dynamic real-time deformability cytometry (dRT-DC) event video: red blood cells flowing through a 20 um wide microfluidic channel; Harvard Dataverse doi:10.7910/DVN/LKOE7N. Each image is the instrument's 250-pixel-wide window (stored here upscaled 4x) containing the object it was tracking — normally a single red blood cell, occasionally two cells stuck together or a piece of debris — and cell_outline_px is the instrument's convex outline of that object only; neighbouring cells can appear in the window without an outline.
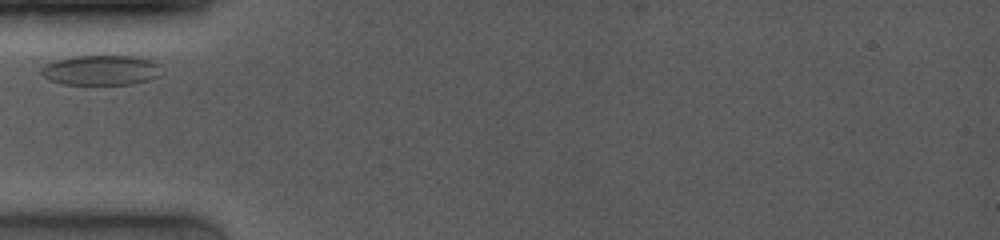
{"species": "common noctule bat (a hibernating species)", "species_latin": "Nyctalus noctula", "temperature_condition": "room temperature", "stored_images_in_passage": 16, "camera_frame_rate_fps": 4000, "um_per_image_px": 0.085, "animal": {"sex": "female", "body_mass_g": 19.0, "forearm_length_mm": 53.3}, "frame": {"image": 1, "passage_image": 1, "time_ms": 0.0, "image_size_px": [1000, 240], "cell_outline_px": [[160, 64], [156, 76], [148, 80], [132, 84], [64, 84], [48, 80], [40, 72], [40, 68], [44, 64], [56, 60], [72, 56], [136, 56], [152, 60]], "centroid_in_image_um": [8.53, 5.95], "position_along_channel_um": 76.5, "area_um2": 20.98}}
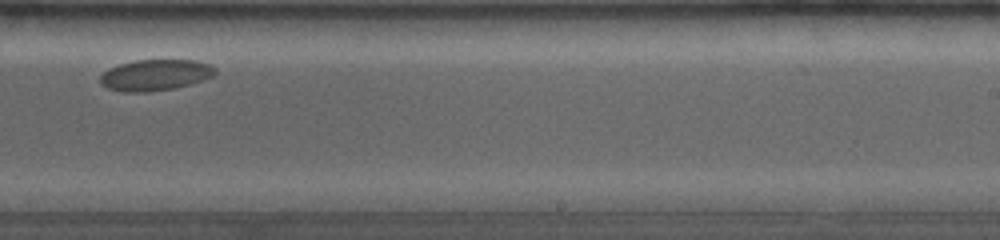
{"frame": {"image": 2, "passage_image": 13, "time_ms": 5.75, "image_size_px": [1000, 240], "cell_outline_px": [[216, 76], [204, 80], [172, 88], [144, 92], [124, 92], [108, 88], [100, 84], [100, 76], [108, 68], [120, 64], [136, 60], [196, 60], [208, 64], [216, 68]], "centroid_in_image_um": [13.21, 6.37], "position_along_channel_um": 275.8, "area_um2": 20.81}}
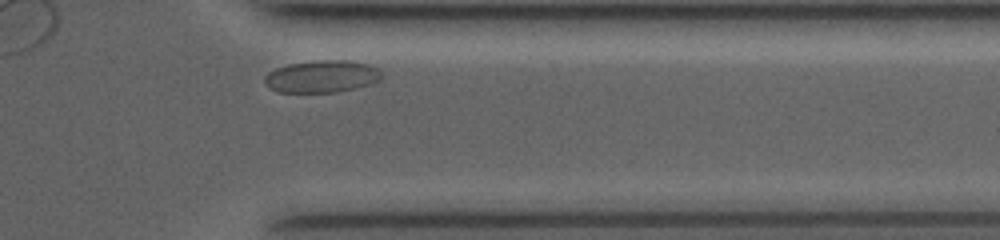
{"frame": {"image": 3, "passage_image": 16, "time_ms": 8.75, "image_size_px": [1000, 240], "cell_outline_px": [[384, 76], [380, 80], [372, 84], [356, 88], [336, 92], [276, 92], [264, 84], [264, 76], [268, 72], [276, 68], [288, 64], [312, 60], [352, 60], [368, 64], [376, 68]], "centroid_in_image_um": [27.35, 6.49], "position_along_channel_um": 384.0, "area_um2": 22.31}}